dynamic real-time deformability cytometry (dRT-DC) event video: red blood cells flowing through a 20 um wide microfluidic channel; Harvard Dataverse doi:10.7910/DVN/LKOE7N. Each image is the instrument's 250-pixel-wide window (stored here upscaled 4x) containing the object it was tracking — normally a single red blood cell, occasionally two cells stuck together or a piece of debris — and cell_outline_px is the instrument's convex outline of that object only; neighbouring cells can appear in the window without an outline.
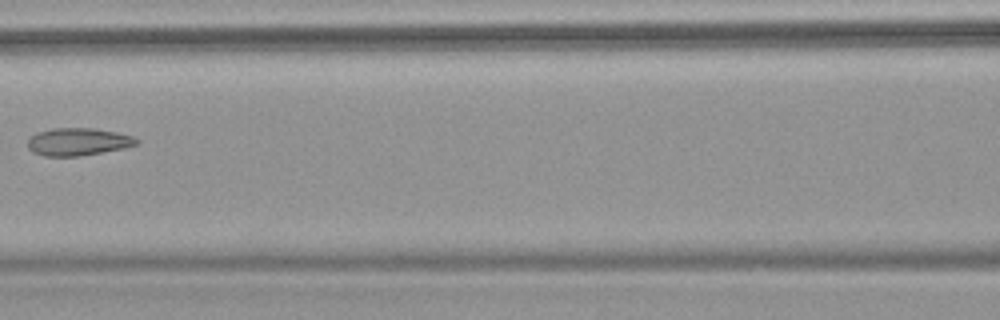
{"species": "common noctule bat (a hibernating species)", "species_latin": "Nyctalus noctula", "temperature_condition": "warm", "stored_images_in_passage": 7, "camera_frame_rate_fps": 3000, "um_per_image_px": 0.085, "animal": {"sex": "female", "body_mass_g": 18.4}, "frame": {"image": 1, "passage_image": 7, "time_ms": 7.0, "image_size_px": [1000, 320], "cell_outline_px": [[140, 144], [124, 148], [80, 156], [44, 156], [32, 152], [28, 148], [28, 140], [36, 132], [52, 128], [96, 128], [116, 132], [132, 136], [140, 140]], "centroid_in_image_um": [6.65, 12.05], "position_along_channel_um": 160.0, "area_um2": 17.63}}